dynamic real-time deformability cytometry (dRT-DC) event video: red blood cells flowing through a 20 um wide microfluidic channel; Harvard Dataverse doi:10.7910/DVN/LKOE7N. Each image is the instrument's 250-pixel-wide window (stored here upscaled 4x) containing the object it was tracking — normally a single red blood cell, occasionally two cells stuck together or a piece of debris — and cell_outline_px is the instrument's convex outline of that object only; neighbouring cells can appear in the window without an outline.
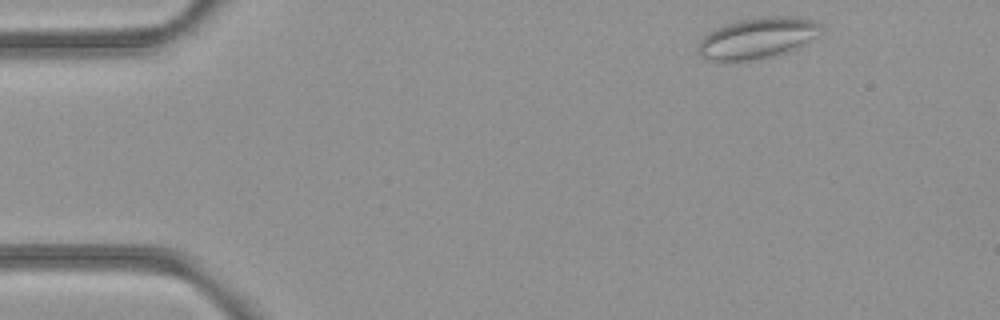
{"species": "common noctule bat (a hibernating species)", "species_latin": "Nyctalus noctula", "temperature_condition": "room temperature", "stored_images_in_passage": 48, "camera_frame_rate_fps": 3000, "um_per_image_px": 0.085, "animal": {"sex": "female", "body_mass_g": 21.9}, "frame": {"image": 1, "passage_image": 2, "time_ms": 0.333, "image_size_px": [1000, 320], "cell_outline_px": [[820, 24], [812, 36], [792, 48], [768, 56], [752, 60], [704, 60], [700, 56], [700, 40], [708, 32], [716, 28], [736, 20], [768, 16], [792, 16], [812, 20]], "centroid_in_image_um": [64.24, 3.21], "position_along_channel_um": 20.8, "area_um2": 27.92}}
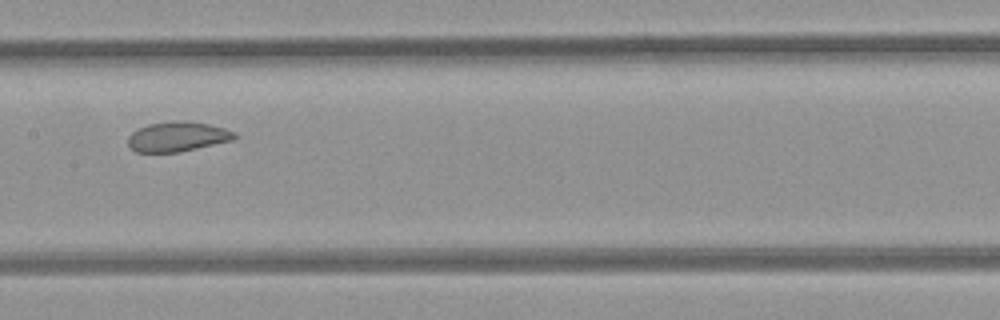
{"frame": {"image": 2, "passage_image": 22, "time_ms": 7.0, "image_size_px": [1000, 320], "cell_outline_px": [[236, 140], [176, 152], [136, 152], [128, 144], [128, 136], [132, 132], [148, 124], [172, 120], [184, 120], [208, 124], [224, 128], [236, 132]], "centroid_in_image_um": [15.11, 11.6], "position_along_channel_um": 192.3, "area_um2": 18.55}}
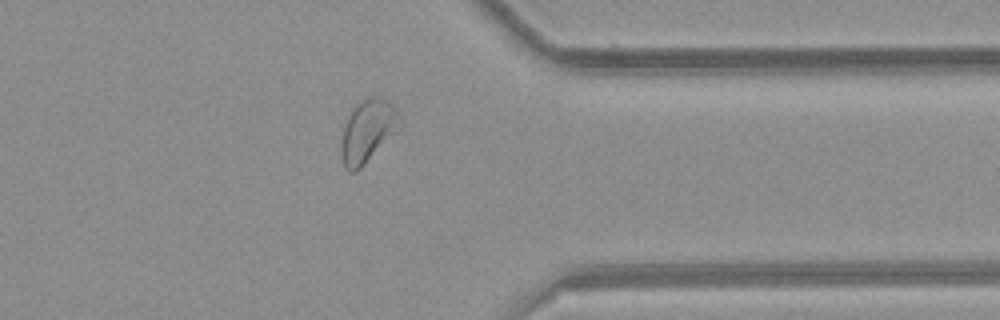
{"frame": {"image": 3, "passage_image": 37, "time_ms": 12.0, "image_size_px": [1000, 320], "cell_outline_px": [[400, 128], [356, 172], [352, 172], [344, 168], [340, 152], [340, 144], [344, 124], [352, 108], [364, 100], [372, 96], [380, 96], [388, 100], [396, 108]], "centroid_in_image_um": [31.22, 11.14], "position_along_channel_um": 380.2, "area_um2": 21.21}, "authors_computed_cell_mechanics": {"area_um2": 21.5883, "velocity_mm_per_s": 3.9427, "shape_relaxation_time_tau1_ms": null, "shape_relaxation_time_tau2_ms": 1.0406, "deformation_change_tau1": null, "deformation_change_tau2": 0.0693}}